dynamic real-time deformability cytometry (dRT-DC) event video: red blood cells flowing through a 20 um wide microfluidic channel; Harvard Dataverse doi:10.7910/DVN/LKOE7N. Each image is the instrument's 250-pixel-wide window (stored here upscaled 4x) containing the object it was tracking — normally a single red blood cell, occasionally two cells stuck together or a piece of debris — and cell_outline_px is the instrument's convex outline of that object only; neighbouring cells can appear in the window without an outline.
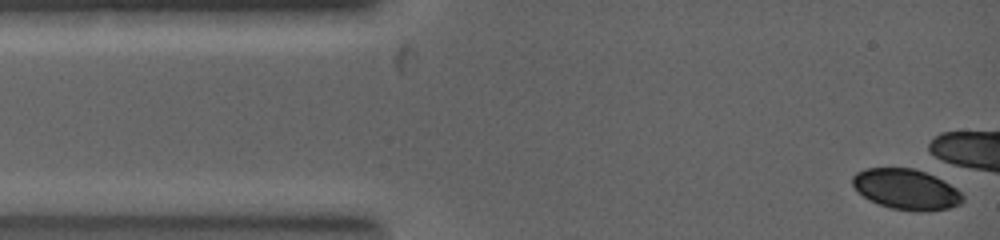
{"species": "common noctule bat (a hibernating species)", "species_latin": "Nyctalus noctula", "temperature_condition": "warm", "stored_images_in_passage": 1, "camera_frame_rate_fps": 5000, "um_per_image_px": 0.085, "animal": {"sex": "female", "body_mass_g": 19.0, "forearm_length_mm": 53.3}, "frame": {"image": 1, "passage_image": 1, "time_ms": 0.0, "image_size_px": [1000, 240], "cell_outline_px": [[964, 200], [960, 204], [948, 208], [928, 212], [916, 212], [892, 208], [868, 200], [852, 184], [852, 176], [856, 172], [864, 168], [916, 168], [936, 176], [944, 180], [956, 188], [964, 196]], "centroid_in_image_um": [77.05, 16.09], "position_along_channel_um": 7.9, "area_um2": 26.24}}